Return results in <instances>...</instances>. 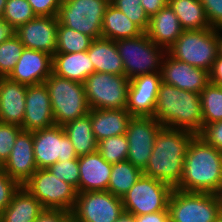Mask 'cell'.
<instances>
[{
    "label": "cell",
    "instance_id": "obj_1",
    "mask_svg": "<svg viewBox=\"0 0 222 222\" xmlns=\"http://www.w3.org/2000/svg\"><path fill=\"white\" fill-rule=\"evenodd\" d=\"M222 186V152L195 135L189 142L183 176L175 187L187 192L215 193Z\"/></svg>",
    "mask_w": 222,
    "mask_h": 222
},
{
    "label": "cell",
    "instance_id": "obj_2",
    "mask_svg": "<svg viewBox=\"0 0 222 222\" xmlns=\"http://www.w3.org/2000/svg\"><path fill=\"white\" fill-rule=\"evenodd\" d=\"M194 136L193 132L187 130L162 127L156 135L143 174L175 188L183 176L186 151Z\"/></svg>",
    "mask_w": 222,
    "mask_h": 222
},
{
    "label": "cell",
    "instance_id": "obj_3",
    "mask_svg": "<svg viewBox=\"0 0 222 222\" xmlns=\"http://www.w3.org/2000/svg\"><path fill=\"white\" fill-rule=\"evenodd\" d=\"M153 118L163 127L183 129L198 135L203 130L200 94L161 83Z\"/></svg>",
    "mask_w": 222,
    "mask_h": 222
},
{
    "label": "cell",
    "instance_id": "obj_4",
    "mask_svg": "<svg viewBox=\"0 0 222 222\" xmlns=\"http://www.w3.org/2000/svg\"><path fill=\"white\" fill-rule=\"evenodd\" d=\"M167 53L210 73L219 54L217 29L184 30Z\"/></svg>",
    "mask_w": 222,
    "mask_h": 222
},
{
    "label": "cell",
    "instance_id": "obj_5",
    "mask_svg": "<svg viewBox=\"0 0 222 222\" xmlns=\"http://www.w3.org/2000/svg\"><path fill=\"white\" fill-rule=\"evenodd\" d=\"M122 58L125 76L133 79L140 75L160 72L167 50L157 46L144 32L138 37L116 41Z\"/></svg>",
    "mask_w": 222,
    "mask_h": 222
},
{
    "label": "cell",
    "instance_id": "obj_6",
    "mask_svg": "<svg viewBox=\"0 0 222 222\" xmlns=\"http://www.w3.org/2000/svg\"><path fill=\"white\" fill-rule=\"evenodd\" d=\"M55 125L64 124L89 113L83 83L51 74L46 80Z\"/></svg>",
    "mask_w": 222,
    "mask_h": 222
},
{
    "label": "cell",
    "instance_id": "obj_7",
    "mask_svg": "<svg viewBox=\"0 0 222 222\" xmlns=\"http://www.w3.org/2000/svg\"><path fill=\"white\" fill-rule=\"evenodd\" d=\"M170 222H216L222 215L214 193L173 189L168 202Z\"/></svg>",
    "mask_w": 222,
    "mask_h": 222
},
{
    "label": "cell",
    "instance_id": "obj_8",
    "mask_svg": "<svg viewBox=\"0 0 222 222\" xmlns=\"http://www.w3.org/2000/svg\"><path fill=\"white\" fill-rule=\"evenodd\" d=\"M90 109H124L127 106L130 79L125 75L94 72L84 82Z\"/></svg>",
    "mask_w": 222,
    "mask_h": 222
},
{
    "label": "cell",
    "instance_id": "obj_9",
    "mask_svg": "<svg viewBox=\"0 0 222 222\" xmlns=\"http://www.w3.org/2000/svg\"><path fill=\"white\" fill-rule=\"evenodd\" d=\"M108 0H63L58 11V22L70 29L97 39L102 37V21Z\"/></svg>",
    "mask_w": 222,
    "mask_h": 222
},
{
    "label": "cell",
    "instance_id": "obj_10",
    "mask_svg": "<svg viewBox=\"0 0 222 222\" xmlns=\"http://www.w3.org/2000/svg\"><path fill=\"white\" fill-rule=\"evenodd\" d=\"M23 187L44 209H62L71 213L78 196L77 189L58 179L49 169H37Z\"/></svg>",
    "mask_w": 222,
    "mask_h": 222
},
{
    "label": "cell",
    "instance_id": "obj_11",
    "mask_svg": "<svg viewBox=\"0 0 222 222\" xmlns=\"http://www.w3.org/2000/svg\"><path fill=\"white\" fill-rule=\"evenodd\" d=\"M173 187L163 181L144 174L122 197L124 212L145 215L168 210Z\"/></svg>",
    "mask_w": 222,
    "mask_h": 222
},
{
    "label": "cell",
    "instance_id": "obj_12",
    "mask_svg": "<svg viewBox=\"0 0 222 222\" xmlns=\"http://www.w3.org/2000/svg\"><path fill=\"white\" fill-rule=\"evenodd\" d=\"M33 152L37 169H46L58 161L78 157L73 144L60 125L34 131Z\"/></svg>",
    "mask_w": 222,
    "mask_h": 222
},
{
    "label": "cell",
    "instance_id": "obj_13",
    "mask_svg": "<svg viewBox=\"0 0 222 222\" xmlns=\"http://www.w3.org/2000/svg\"><path fill=\"white\" fill-rule=\"evenodd\" d=\"M124 212L122 198L108 191L79 192L71 214L78 222H115Z\"/></svg>",
    "mask_w": 222,
    "mask_h": 222
},
{
    "label": "cell",
    "instance_id": "obj_14",
    "mask_svg": "<svg viewBox=\"0 0 222 222\" xmlns=\"http://www.w3.org/2000/svg\"><path fill=\"white\" fill-rule=\"evenodd\" d=\"M163 126L153 117L132 116L125 133L129 147L127 160L142 171L152 154L155 138Z\"/></svg>",
    "mask_w": 222,
    "mask_h": 222
},
{
    "label": "cell",
    "instance_id": "obj_15",
    "mask_svg": "<svg viewBox=\"0 0 222 222\" xmlns=\"http://www.w3.org/2000/svg\"><path fill=\"white\" fill-rule=\"evenodd\" d=\"M160 74L162 83L199 94L210 82L209 72L177 60L168 53L163 60Z\"/></svg>",
    "mask_w": 222,
    "mask_h": 222
},
{
    "label": "cell",
    "instance_id": "obj_16",
    "mask_svg": "<svg viewBox=\"0 0 222 222\" xmlns=\"http://www.w3.org/2000/svg\"><path fill=\"white\" fill-rule=\"evenodd\" d=\"M58 18L36 16L15 30L25 48L54 55L57 43Z\"/></svg>",
    "mask_w": 222,
    "mask_h": 222
},
{
    "label": "cell",
    "instance_id": "obj_17",
    "mask_svg": "<svg viewBox=\"0 0 222 222\" xmlns=\"http://www.w3.org/2000/svg\"><path fill=\"white\" fill-rule=\"evenodd\" d=\"M160 72L130 80L126 109L132 116L153 117L160 84Z\"/></svg>",
    "mask_w": 222,
    "mask_h": 222
},
{
    "label": "cell",
    "instance_id": "obj_18",
    "mask_svg": "<svg viewBox=\"0 0 222 222\" xmlns=\"http://www.w3.org/2000/svg\"><path fill=\"white\" fill-rule=\"evenodd\" d=\"M55 125L50 95L45 83L27 86L24 131L34 132Z\"/></svg>",
    "mask_w": 222,
    "mask_h": 222
},
{
    "label": "cell",
    "instance_id": "obj_19",
    "mask_svg": "<svg viewBox=\"0 0 222 222\" xmlns=\"http://www.w3.org/2000/svg\"><path fill=\"white\" fill-rule=\"evenodd\" d=\"M2 169L20 186H23L37 171L33 152V132L22 130L18 134Z\"/></svg>",
    "mask_w": 222,
    "mask_h": 222
},
{
    "label": "cell",
    "instance_id": "obj_20",
    "mask_svg": "<svg viewBox=\"0 0 222 222\" xmlns=\"http://www.w3.org/2000/svg\"><path fill=\"white\" fill-rule=\"evenodd\" d=\"M53 56L29 48H24L14 70L8 76L26 86L42 84L52 74Z\"/></svg>",
    "mask_w": 222,
    "mask_h": 222
},
{
    "label": "cell",
    "instance_id": "obj_21",
    "mask_svg": "<svg viewBox=\"0 0 222 222\" xmlns=\"http://www.w3.org/2000/svg\"><path fill=\"white\" fill-rule=\"evenodd\" d=\"M27 86L0 77V122L22 126Z\"/></svg>",
    "mask_w": 222,
    "mask_h": 222
},
{
    "label": "cell",
    "instance_id": "obj_22",
    "mask_svg": "<svg viewBox=\"0 0 222 222\" xmlns=\"http://www.w3.org/2000/svg\"><path fill=\"white\" fill-rule=\"evenodd\" d=\"M79 192L107 191L112 164L108 163L99 152L78 157Z\"/></svg>",
    "mask_w": 222,
    "mask_h": 222
},
{
    "label": "cell",
    "instance_id": "obj_23",
    "mask_svg": "<svg viewBox=\"0 0 222 222\" xmlns=\"http://www.w3.org/2000/svg\"><path fill=\"white\" fill-rule=\"evenodd\" d=\"M183 31L184 29L181 27L177 15L167 4L150 17L146 34L157 46L168 50Z\"/></svg>",
    "mask_w": 222,
    "mask_h": 222
},
{
    "label": "cell",
    "instance_id": "obj_24",
    "mask_svg": "<svg viewBox=\"0 0 222 222\" xmlns=\"http://www.w3.org/2000/svg\"><path fill=\"white\" fill-rule=\"evenodd\" d=\"M132 115L124 109H91V125L97 142L125 134Z\"/></svg>",
    "mask_w": 222,
    "mask_h": 222
},
{
    "label": "cell",
    "instance_id": "obj_25",
    "mask_svg": "<svg viewBox=\"0 0 222 222\" xmlns=\"http://www.w3.org/2000/svg\"><path fill=\"white\" fill-rule=\"evenodd\" d=\"M95 72L87 51L77 53H55L52 61V73L75 82L83 83Z\"/></svg>",
    "mask_w": 222,
    "mask_h": 222
},
{
    "label": "cell",
    "instance_id": "obj_26",
    "mask_svg": "<svg viewBox=\"0 0 222 222\" xmlns=\"http://www.w3.org/2000/svg\"><path fill=\"white\" fill-rule=\"evenodd\" d=\"M95 72L125 75L122 58L118 53L116 41L107 38H97L91 42L87 50Z\"/></svg>",
    "mask_w": 222,
    "mask_h": 222
},
{
    "label": "cell",
    "instance_id": "obj_27",
    "mask_svg": "<svg viewBox=\"0 0 222 222\" xmlns=\"http://www.w3.org/2000/svg\"><path fill=\"white\" fill-rule=\"evenodd\" d=\"M43 210L37 198L21 186L10 204L0 213V222H35Z\"/></svg>",
    "mask_w": 222,
    "mask_h": 222
},
{
    "label": "cell",
    "instance_id": "obj_28",
    "mask_svg": "<svg viewBox=\"0 0 222 222\" xmlns=\"http://www.w3.org/2000/svg\"><path fill=\"white\" fill-rule=\"evenodd\" d=\"M62 127L78 157L97 152L98 142L92 130L91 109L89 113L64 124Z\"/></svg>",
    "mask_w": 222,
    "mask_h": 222
},
{
    "label": "cell",
    "instance_id": "obj_29",
    "mask_svg": "<svg viewBox=\"0 0 222 222\" xmlns=\"http://www.w3.org/2000/svg\"><path fill=\"white\" fill-rule=\"evenodd\" d=\"M144 31L132 22L123 12L113 6L108 5L102 21V37L117 41L138 37Z\"/></svg>",
    "mask_w": 222,
    "mask_h": 222
},
{
    "label": "cell",
    "instance_id": "obj_30",
    "mask_svg": "<svg viewBox=\"0 0 222 222\" xmlns=\"http://www.w3.org/2000/svg\"><path fill=\"white\" fill-rule=\"evenodd\" d=\"M184 30L211 28L203 5L199 0H168Z\"/></svg>",
    "mask_w": 222,
    "mask_h": 222
},
{
    "label": "cell",
    "instance_id": "obj_31",
    "mask_svg": "<svg viewBox=\"0 0 222 222\" xmlns=\"http://www.w3.org/2000/svg\"><path fill=\"white\" fill-rule=\"evenodd\" d=\"M143 171L128 160L112 164L107 191L122 198L141 177Z\"/></svg>",
    "mask_w": 222,
    "mask_h": 222
},
{
    "label": "cell",
    "instance_id": "obj_32",
    "mask_svg": "<svg viewBox=\"0 0 222 222\" xmlns=\"http://www.w3.org/2000/svg\"><path fill=\"white\" fill-rule=\"evenodd\" d=\"M93 40L94 39L87 34L58 24L55 53H77L87 51Z\"/></svg>",
    "mask_w": 222,
    "mask_h": 222
},
{
    "label": "cell",
    "instance_id": "obj_33",
    "mask_svg": "<svg viewBox=\"0 0 222 222\" xmlns=\"http://www.w3.org/2000/svg\"><path fill=\"white\" fill-rule=\"evenodd\" d=\"M203 124L222 121V87L209 82L200 92Z\"/></svg>",
    "mask_w": 222,
    "mask_h": 222
},
{
    "label": "cell",
    "instance_id": "obj_34",
    "mask_svg": "<svg viewBox=\"0 0 222 222\" xmlns=\"http://www.w3.org/2000/svg\"><path fill=\"white\" fill-rule=\"evenodd\" d=\"M128 140L125 134L104 138L98 142L97 151L108 163L127 160Z\"/></svg>",
    "mask_w": 222,
    "mask_h": 222
},
{
    "label": "cell",
    "instance_id": "obj_35",
    "mask_svg": "<svg viewBox=\"0 0 222 222\" xmlns=\"http://www.w3.org/2000/svg\"><path fill=\"white\" fill-rule=\"evenodd\" d=\"M24 45L19 37L13 34L0 44V77H8L21 57Z\"/></svg>",
    "mask_w": 222,
    "mask_h": 222
},
{
    "label": "cell",
    "instance_id": "obj_36",
    "mask_svg": "<svg viewBox=\"0 0 222 222\" xmlns=\"http://www.w3.org/2000/svg\"><path fill=\"white\" fill-rule=\"evenodd\" d=\"M36 17L27 0H7L2 13L5 20L14 30Z\"/></svg>",
    "mask_w": 222,
    "mask_h": 222
},
{
    "label": "cell",
    "instance_id": "obj_37",
    "mask_svg": "<svg viewBox=\"0 0 222 222\" xmlns=\"http://www.w3.org/2000/svg\"><path fill=\"white\" fill-rule=\"evenodd\" d=\"M113 6L123 12L132 22L137 24L144 32L149 27L150 17L145 12L140 0H112Z\"/></svg>",
    "mask_w": 222,
    "mask_h": 222
},
{
    "label": "cell",
    "instance_id": "obj_38",
    "mask_svg": "<svg viewBox=\"0 0 222 222\" xmlns=\"http://www.w3.org/2000/svg\"><path fill=\"white\" fill-rule=\"evenodd\" d=\"M58 179L65 181L77 189L79 193V164L78 157L73 160L58 161L49 168Z\"/></svg>",
    "mask_w": 222,
    "mask_h": 222
},
{
    "label": "cell",
    "instance_id": "obj_39",
    "mask_svg": "<svg viewBox=\"0 0 222 222\" xmlns=\"http://www.w3.org/2000/svg\"><path fill=\"white\" fill-rule=\"evenodd\" d=\"M22 130L19 125L0 122V163L2 165L9 158L16 138Z\"/></svg>",
    "mask_w": 222,
    "mask_h": 222
},
{
    "label": "cell",
    "instance_id": "obj_40",
    "mask_svg": "<svg viewBox=\"0 0 222 222\" xmlns=\"http://www.w3.org/2000/svg\"><path fill=\"white\" fill-rule=\"evenodd\" d=\"M20 187L3 169H0V213L10 204Z\"/></svg>",
    "mask_w": 222,
    "mask_h": 222
},
{
    "label": "cell",
    "instance_id": "obj_41",
    "mask_svg": "<svg viewBox=\"0 0 222 222\" xmlns=\"http://www.w3.org/2000/svg\"><path fill=\"white\" fill-rule=\"evenodd\" d=\"M207 144L222 152V121L203 124V130L198 134Z\"/></svg>",
    "mask_w": 222,
    "mask_h": 222
},
{
    "label": "cell",
    "instance_id": "obj_42",
    "mask_svg": "<svg viewBox=\"0 0 222 222\" xmlns=\"http://www.w3.org/2000/svg\"><path fill=\"white\" fill-rule=\"evenodd\" d=\"M211 28H222V0H199Z\"/></svg>",
    "mask_w": 222,
    "mask_h": 222
},
{
    "label": "cell",
    "instance_id": "obj_43",
    "mask_svg": "<svg viewBox=\"0 0 222 222\" xmlns=\"http://www.w3.org/2000/svg\"><path fill=\"white\" fill-rule=\"evenodd\" d=\"M36 16L56 17L63 0H27Z\"/></svg>",
    "mask_w": 222,
    "mask_h": 222
},
{
    "label": "cell",
    "instance_id": "obj_44",
    "mask_svg": "<svg viewBox=\"0 0 222 222\" xmlns=\"http://www.w3.org/2000/svg\"><path fill=\"white\" fill-rule=\"evenodd\" d=\"M70 214L62 209H44L35 222H63Z\"/></svg>",
    "mask_w": 222,
    "mask_h": 222
},
{
    "label": "cell",
    "instance_id": "obj_45",
    "mask_svg": "<svg viewBox=\"0 0 222 222\" xmlns=\"http://www.w3.org/2000/svg\"><path fill=\"white\" fill-rule=\"evenodd\" d=\"M136 222H170L169 210L158 211L145 215H134Z\"/></svg>",
    "mask_w": 222,
    "mask_h": 222
},
{
    "label": "cell",
    "instance_id": "obj_46",
    "mask_svg": "<svg viewBox=\"0 0 222 222\" xmlns=\"http://www.w3.org/2000/svg\"><path fill=\"white\" fill-rule=\"evenodd\" d=\"M145 12L149 17L156 14L168 4V0H140Z\"/></svg>",
    "mask_w": 222,
    "mask_h": 222
},
{
    "label": "cell",
    "instance_id": "obj_47",
    "mask_svg": "<svg viewBox=\"0 0 222 222\" xmlns=\"http://www.w3.org/2000/svg\"><path fill=\"white\" fill-rule=\"evenodd\" d=\"M210 75V82L222 87V56L218 54L217 59L214 61L213 68Z\"/></svg>",
    "mask_w": 222,
    "mask_h": 222
},
{
    "label": "cell",
    "instance_id": "obj_48",
    "mask_svg": "<svg viewBox=\"0 0 222 222\" xmlns=\"http://www.w3.org/2000/svg\"><path fill=\"white\" fill-rule=\"evenodd\" d=\"M15 30L3 19L0 20V44L9 39Z\"/></svg>",
    "mask_w": 222,
    "mask_h": 222
},
{
    "label": "cell",
    "instance_id": "obj_49",
    "mask_svg": "<svg viewBox=\"0 0 222 222\" xmlns=\"http://www.w3.org/2000/svg\"><path fill=\"white\" fill-rule=\"evenodd\" d=\"M115 222H136L133 214L123 212Z\"/></svg>",
    "mask_w": 222,
    "mask_h": 222
},
{
    "label": "cell",
    "instance_id": "obj_50",
    "mask_svg": "<svg viewBox=\"0 0 222 222\" xmlns=\"http://www.w3.org/2000/svg\"><path fill=\"white\" fill-rule=\"evenodd\" d=\"M218 52L222 56V28H217Z\"/></svg>",
    "mask_w": 222,
    "mask_h": 222
},
{
    "label": "cell",
    "instance_id": "obj_51",
    "mask_svg": "<svg viewBox=\"0 0 222 222\" xmlns=\"http://www.w3.org/2000/svg\"><path fill=\"white\" fill-rule=\"evenodd\" d=\"M214 194L217 198L218 204L220 205V209L222 211V186L218 188Z\"/></svg>",
    "mask_w": 222,
    "mask_h": 222
},
{
    "label": "cell",
    "instance_id": "obj_52",
    "mask_svg": "<svg viewBox=\"0 0 222 222\" xmlns=\"http://www.w3.org/2000/svg\"><path fill=\"white\" fill-rule=\"evenodd\" d=\"M7 0H0V20L2 19V13L4 11V7L6 5Z\"/></svg>",
    "mask_w": 222,
    "mask_h": 222
},
{
    "label": "cell",
    "instance_id": "obj_53",
    "mask_svg": "<svg viewBox=\"0 0 222 222\" xmlns=\"http://www.w3.org/2000/svg\"><path fill=\"white\" fill-rule=\"evenodd\" d=\"M63 222H78V221L72 214H70Z\"/></svg>",
    "mask_w": 222,
    "mask_h": 222
},
{
    "label": "cell",
    "instance_id": "obj_54",
    "mask_svg": "<svg viewBox=\"0 0 222 222\" xmlns=\"http://www.w3.org/2000/svg\"><path fill=\"white\" fill-rule=\"evenodd\" d=\"M216 222H222V215L217 219Z\"/></svg>",
    "mask_w": 222,
    "mask_h": 222
}]
</instances>
